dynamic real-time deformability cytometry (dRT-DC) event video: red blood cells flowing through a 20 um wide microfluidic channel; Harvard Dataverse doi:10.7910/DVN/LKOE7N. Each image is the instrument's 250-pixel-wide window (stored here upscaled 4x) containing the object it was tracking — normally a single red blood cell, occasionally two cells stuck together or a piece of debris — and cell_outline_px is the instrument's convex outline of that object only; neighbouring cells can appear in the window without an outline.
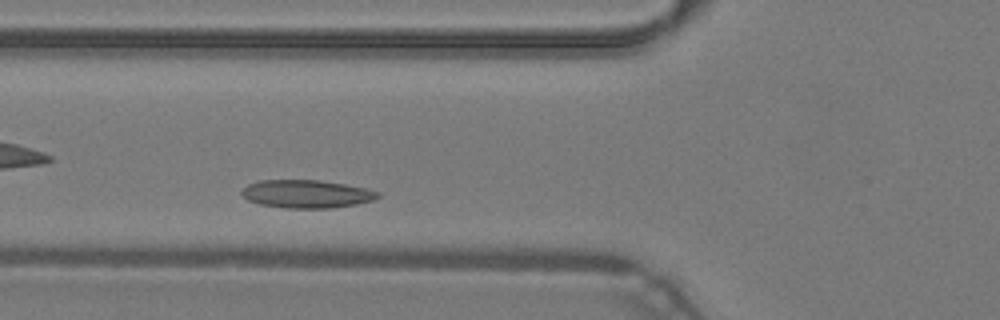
{"species": "common noctule bat (a hibernating species)", "species_latin": "Nyctalus noctula", "temperature_condition": "warm", "stored_images_in_passage": 40, "camera_frame_rate_fps": 3000, "um_per_image_px": 0.085, "animal": {"sex": "male", "body_mass_g": 19.2, "forearm_length_mm": 51.8}, "frame": {"image": 1, "passage_image": 9, "time_ms": 2.667, "image_size_px": [1000, 320], "cell_outline_px": [[380, 196], [372, 200], [356, 204], [332, 208], [284, 208], [260, 204], [248, 200], [240, 192], [248, 184], [260, 180], [320, 180], [344, 184], [364, 188], [380, 192]], "centroid_in_image_um": [26.05, 16.48], "position_along_channel_um": 99.8, "area_um2": 22.14}}
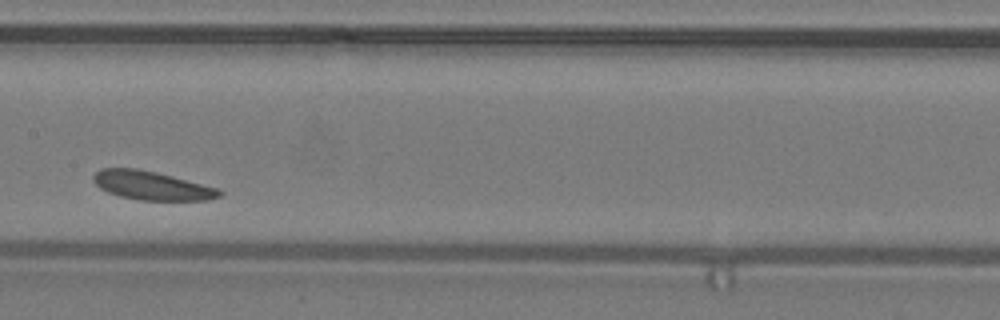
{"frame": {"image": 2, "passage_image": 16, "time_ms": 5.0, "image_size_px": [1000, 320], "cell_outline_px": [[224, 192], [220, 196], [208, 200], [140, 200], [120, 196], [108, 192], [100, 188], [92, 180], [92, 176], [100, 168], [136, 168], [156, 172], [220, 188]], "centroid_in_image_um": [12.91, 15.77], "position_along_channel_um": 194.5, "area_um2": 21.15}}
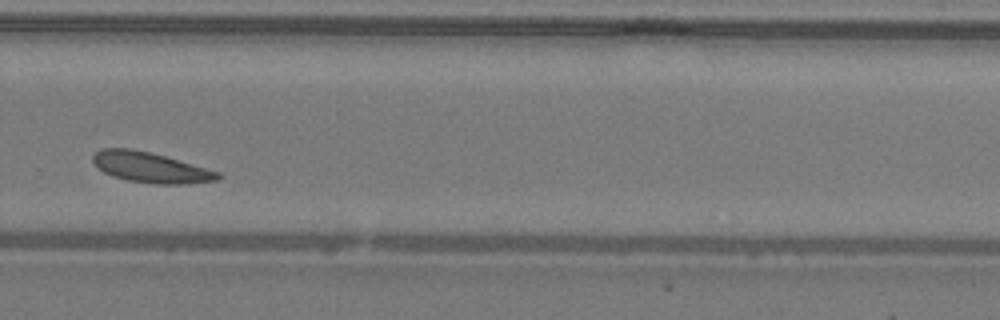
{"frame": {"image": 3, "passage_image": 25, "time_ms": 8.0, "image_size_px": [1000, 320], "cell_outline_px": [[224, 176], [220, 180], [188, 184], [152, 184], [128, 180], [112, 176], [104, 172], [92, 160], [92, 156], [100, 148], [128, 148], [148, 152], [164, 156], [220, 172]], "centroid_in_image_um": [12.83, 14.25], "position_along_channel_um": 317.0, "area_um2": 22.08}, "authors_computed_cell_mechanics": {"area_um2": 21.8773, "velocity_mm_per_s": 4.0892, "shape_relaxation_time_tau1_ms": 1.8478, "shape_relaxation_time_tau2_ms": 1.877, "deformation_change_tau1": 0.0397, "deformation_change_tau2": 0.0679}}